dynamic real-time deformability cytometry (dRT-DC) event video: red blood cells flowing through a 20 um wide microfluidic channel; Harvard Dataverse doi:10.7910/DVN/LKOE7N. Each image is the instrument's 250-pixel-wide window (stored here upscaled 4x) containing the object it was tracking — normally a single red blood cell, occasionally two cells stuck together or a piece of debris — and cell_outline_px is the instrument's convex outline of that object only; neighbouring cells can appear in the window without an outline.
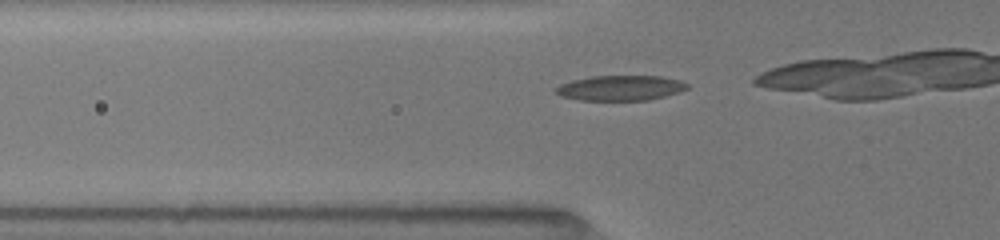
{"species": "common noctule bat (a hibernating species)", "species_latin": "Nyctalus noctula", "temperature_condition": "room temperature", "stored_images_in_passage": 12, "camera_frame_rate_fps": 3000, "um_per_image_px": 0.085, "animal": {"sex": "female", "body_mass_g": 19.5, "forearm_length_mm": 54.1}, "frame": {"image": 1, "passage_image": 4, "time_ms": 1.0, "image_size_px": [1000, 240], "cell_outline_px": [[688, 88], [680, 92], [648, 100], [580, 100], [560, 96], [556, 92], [556, 88], [560, 84], [572, 80], [592, 76], [660, 76], [680, 80], [688, 84]], "centroid_in_image_um": [52.74, 7.47], "position_along_channel_um": 73.1, "area_um2": 19.19}}